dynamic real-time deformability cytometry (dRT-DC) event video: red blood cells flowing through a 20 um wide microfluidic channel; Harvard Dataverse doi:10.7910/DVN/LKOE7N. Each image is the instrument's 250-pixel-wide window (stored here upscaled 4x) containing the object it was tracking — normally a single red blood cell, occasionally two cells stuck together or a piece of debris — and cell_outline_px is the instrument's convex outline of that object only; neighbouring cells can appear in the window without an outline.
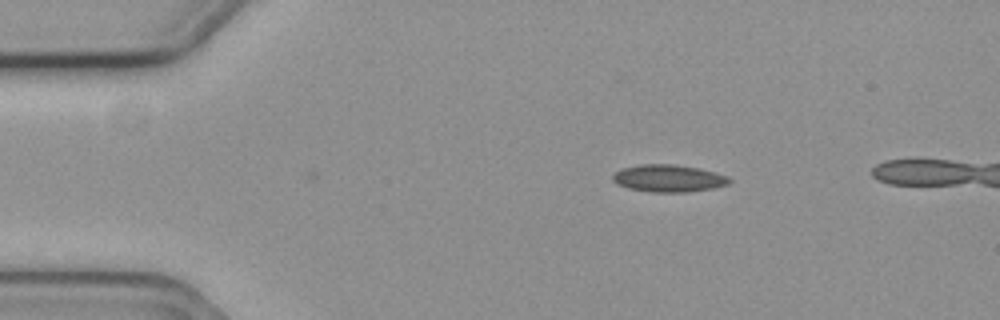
{"species": "common noctule bat (a hibernating species)", "species_latin": "Nyctalus noctula", "temperature_condition": "cold", "stored_images_in_passage": 4, "camera_frame_rate_fps": 3000, "um_per_image_px": 0.085, "animal": {"sex": "female", "body_mass_g": 19.3, "forearm_length_mm": 54.1}, "frame": {"image": 1, "passage_image": 2, "time_ms": 0.333, "image_size_px": [1000, 320], "cell_outline_px": [[732, 180], [728, 184], [712, 188], [688, 192], [652, 192], [628, 188], [616, 184], [612, 180], [612, 176], [620, 168], [640, 164], [676, 164], [700, 168], [716, 172], [728, 176]], "centroid_in_image_um": [56.82, 15.15], "position_along_channel_um": 28.2, "area_um2": 18.73}}